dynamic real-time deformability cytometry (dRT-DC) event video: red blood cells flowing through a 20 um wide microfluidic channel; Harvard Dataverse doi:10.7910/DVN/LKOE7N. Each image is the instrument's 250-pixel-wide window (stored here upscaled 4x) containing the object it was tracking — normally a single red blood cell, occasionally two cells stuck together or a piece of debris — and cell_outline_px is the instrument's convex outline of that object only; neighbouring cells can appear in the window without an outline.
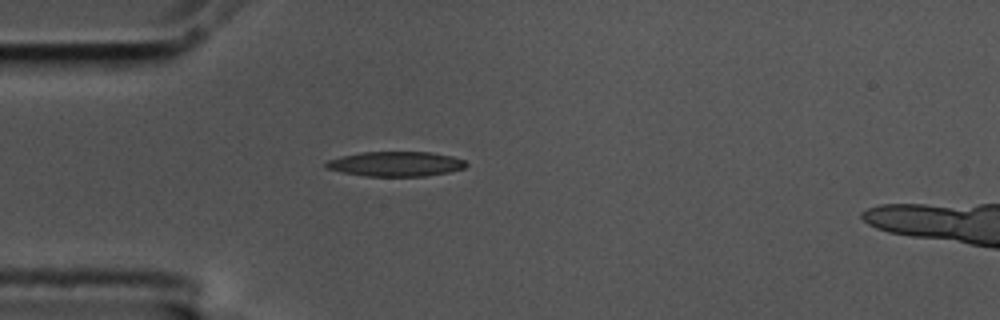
{"species": "common noctule bat (a hibernating species)", "species_latin": "Nyctalus noctula", "temperature_condition": "cold", "stored_images_in_passage": 44, "segment_of_instrument_passage": [1, 2], "camera_frame_rate_fps": 3000, "um_per_image_px": 0.085, "animal": {"sex": "male", "body_mass_g": 17.5, "forearm_length_mm": 52.3}, "frame": {"image": 1, "passage_image": 2, "time_ms": 0.333, "image_size_px": [1000, 320], "cell_outline_px": [[468, 164], [464, 168], [448, 172], [424, 176], [364, 176], [340, 172], [324, 168], [324, 164], [328, 160], [340, 156], [360, 152], [432, 152], [452, 156], [464, 160]], "centroid_in_image_um": [33.59, 13.93], "position_along_channel_um": 51.4, "area_um2": 20.4}}
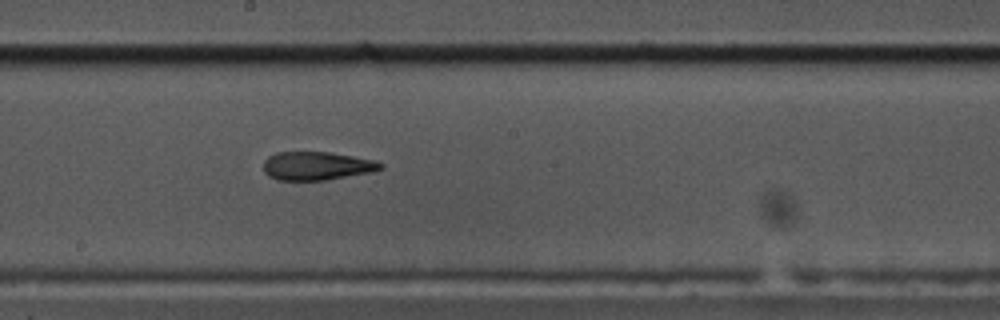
{"frame": {"image": 2, "passage_image": 17, "time_ms": 5.333, "image_size_px": [1000, 320], "cell_outline_px": [[384, 168], [372, 172], [324, 180], [276, 180], [268, 176], [264, 172], [264, 160], [268, 156], [276, 152], [332, 152], [376, 160], [384, 164]], "centroid_in_image_um": [26.94, 14.09], "position_along_channel_um": 221.3, "area_um2": 19.59}}
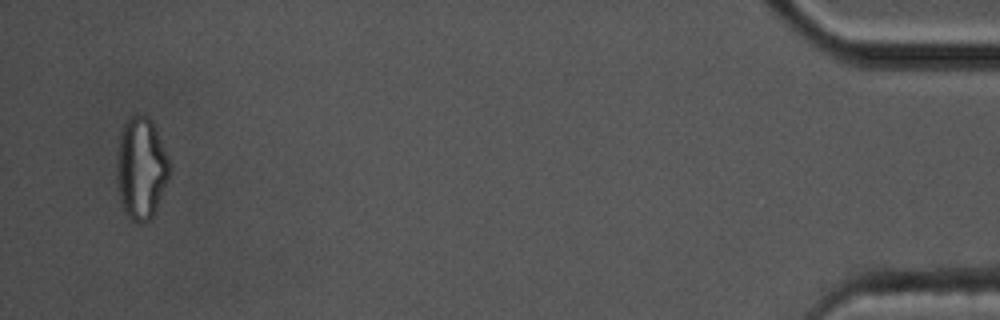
{"frame": {"image": 3, "passage_image": 41, "time_ms": 13.333, "image_size_px": [1000, 320], "cell_outline_px": [[172, 164], [168, 180], [156, 208], [152, 216], [144, 224], [136, 224], [128, 216], [124, 208], [120, 196], [116, 176], [116, 164], [120, 136], [124, 120], [128, 116], [136, 112], [140, 112], [148, 116], [152, 120]], "centroid_in_image_um": [12.01, 14.23], "position_along_channel_um": 423.2, "area_um2": 31.85}}